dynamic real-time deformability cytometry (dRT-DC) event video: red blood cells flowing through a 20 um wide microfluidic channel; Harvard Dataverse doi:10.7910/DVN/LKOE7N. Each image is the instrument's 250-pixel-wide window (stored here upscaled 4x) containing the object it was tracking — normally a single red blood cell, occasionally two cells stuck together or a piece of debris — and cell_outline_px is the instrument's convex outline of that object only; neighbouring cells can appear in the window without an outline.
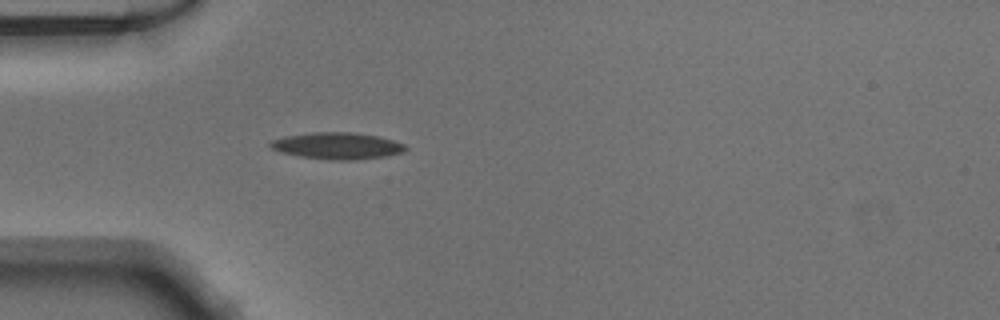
{"species": "Egyptian fruit bat (a non-hibernating species)", "species_latin": "Rousettus aegyptiacus", "temperature_condition": "warm", "stored_images_in_passage": 36, "camera_frame_rate_fps": 3000, "um_per_image_px": 0.085, "animal": {"sex": "male"}, "frame": {"image": 1, "passage_image": 1, "time_ms": 0.0, "image_size_px": [1000, 320], "cell_outline_px": [[408, 148], [404, 152], [384, 156], [356, 160], [328, 160], [300, 156], [280, 152], [272, 148], [268, 144], [272, 140], [284, 136], [312, 132], [352, 132], [380, 136], [404, 144]], "centroid_in_image_um": [28.67, 12.39], "position_along_channel_um": 56.3, "area_um2": 21.1}}
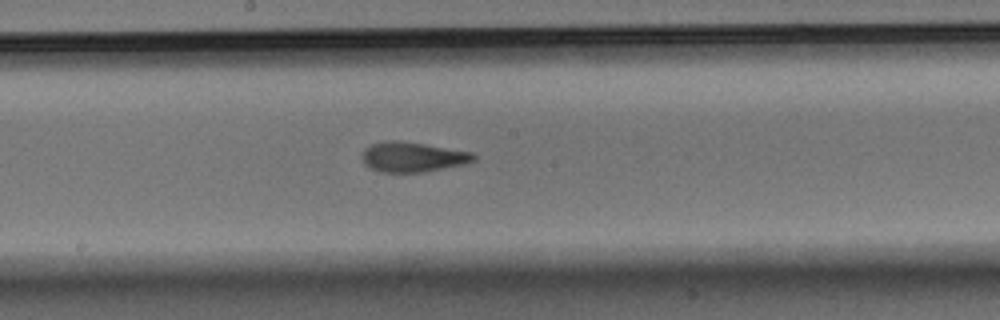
{"frame": {"image": 2, "passage_image": 13, "time_ms": 4.0, "image_size_px": [1000, 320], "cell_outline_px": [[476, 160], [468, 164], [424, 172], [380, 172], [364, 164], [364, 148], [372, 144], [392, 140], [396, 140], [424, 144], [472, 152], [476, 156]], "centroid_in_image_um": [35.14, 13.35], "position_along_channel_um": 213.1, "area_um2": 19.36}}
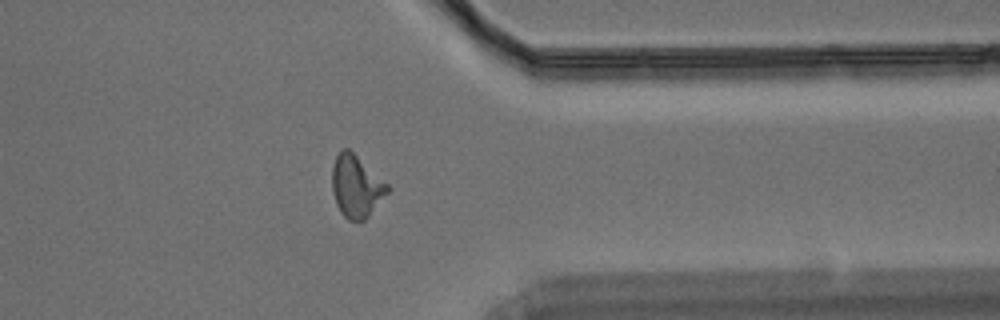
{"frame": {"image": 3, "passage_image": 26, "time_ms": 8.333, "image_size_px": [1000, 320], "cell_outline_px": [[388, 192], [368, 216], [360, 224], [348, 220], [340, 212], [336, 204], [332, 192], [332, 164], [340, 148], [348, 148], [388, 184]], "centroid_in_image_um": [30.24, 15.85], "position_along_channel_um": 381.2, "area_um2": 20.11}}